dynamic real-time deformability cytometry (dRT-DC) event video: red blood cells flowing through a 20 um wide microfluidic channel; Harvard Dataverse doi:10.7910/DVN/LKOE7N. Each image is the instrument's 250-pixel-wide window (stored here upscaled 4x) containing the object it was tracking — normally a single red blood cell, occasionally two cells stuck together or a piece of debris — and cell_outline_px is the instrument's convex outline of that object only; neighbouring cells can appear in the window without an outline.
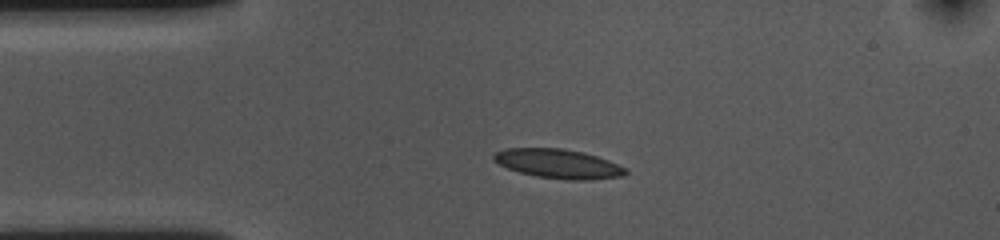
{"species": "common noctule bat (a hibernating species)", "species_latin": "Nyctalus noctula", "temperature_condition": "cold", "stored_images_in_passage": 44, "camera_frame_rate_fps": 3000, "um_per_image_px": 0.085, "animal": {"sex": "female", "body_mass_g": 10.0, "forearm_length_mm": 53.1}, "frame": {"image": 1, "passage_image": 1, "time_ms": 0.0, "image_size_px": [1000, 240], "cell_outline_px": [[628, 172], [624, 176], [588, 180], [572, 180], [536, 176], [520, 172], [508, 168], [492, 160], [492, 156], [496, 152], [508, 148], [564, 148], [584, 152], [608, 160], [628, 168]], "centroid_in_image_um": [47.49, 13.91], "position_along_channel_um": 37.5, "area_um2": 22.48}}
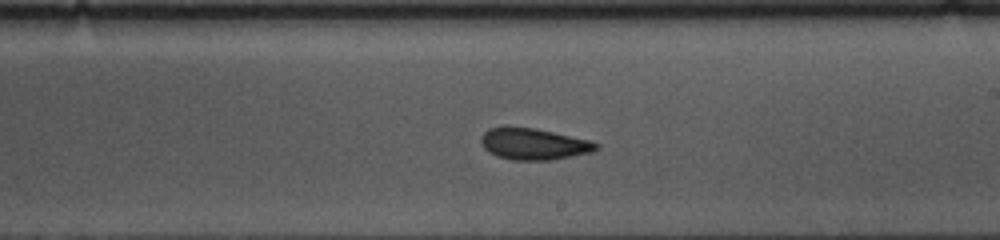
{"frame": {"image": 2, "passage_image": 20, "time_ms": 6.333, "image_size_px": [1000, 240], "cell_outline_px": [[600, 148], [592, 152], [552, 160], [512, 160], [496, 156], [488, 152], [484, 148], [480, 140], [480, 136], [488, 128], [504, 124], [536, 128], [592, 140], [600, 144]], "centroid_in_image_um": [45.34, 12.21], "position_along_channel_um": 243.7, "area_um2": 21.91}}
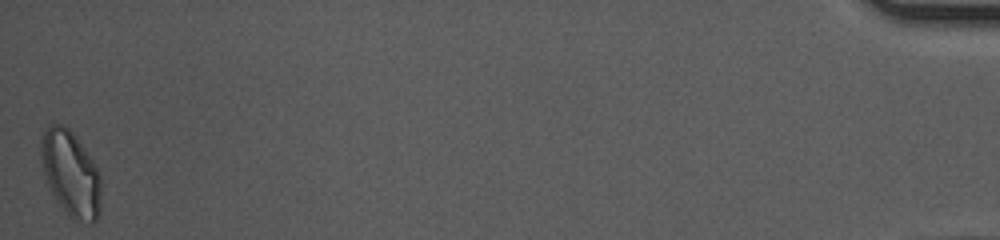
{"frame": {"image": 3, "passage_image": 44, "time_ms": 14.333, "image_size_px": [1000, 240], "cell_outline_px": [[100, 212], [96, 220], [92, 224], [68, 216], [56, 200], [48, 184], [44, 172], [40, 152], [40, 140], [48, 124], [64, 124], [72, 132], [96, 164], [100, 176]], "centroid_in_image_um": [6.01, 14.74], "position_along_channel_um": 429.2, "area_um2": 29.82}, "authors_computed_cell_mechanics": {"area_um2": 21.7328, "velocity_mm_per_s": 3.5834, "shape_relaxation_time_tau1_ms": 3.3527, "shape_relaxation_time_tau2_ms": 2.2465, "deformation_change_tau1": 0.0966, "deformation_change_tau2": 0.0724}}